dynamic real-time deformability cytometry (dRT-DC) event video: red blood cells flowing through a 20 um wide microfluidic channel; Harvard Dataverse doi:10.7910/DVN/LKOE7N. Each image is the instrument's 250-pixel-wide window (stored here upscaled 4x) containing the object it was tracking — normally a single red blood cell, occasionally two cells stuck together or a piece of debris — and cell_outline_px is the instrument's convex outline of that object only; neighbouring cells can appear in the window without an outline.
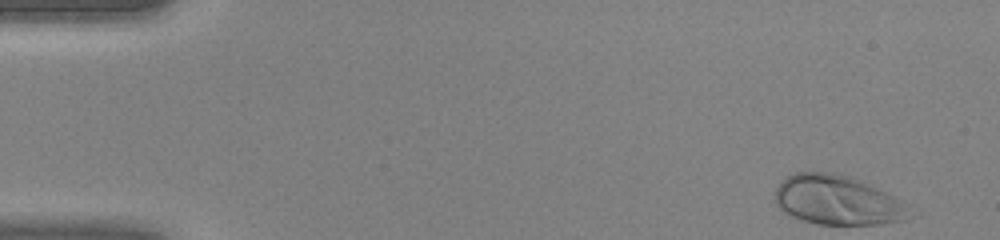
{"species": "human", "species_latin": "Homo sapiens", "temperature_condition": "warm", "stored_images_in_passage": 43, "camera_frame_rate_fps": 3000, "um_per_image_px": 0.085, "donor": {"sex": "female"}, "frame": {"image": 1, "passage_image": 1, "time_ms": 0.0, "image_size_px": [1000, 240], "cell_outline_px": [[912, 204], [904, 220], [880, 224], [816, 224], [792, 216], [784, 212], [776, 204], [776, 188], [788, 176], [796, 172], [836, 172], [852, 176], [904, 200]], "centroid_in_image_um": [71.23, 17.0], "position_along_channel_um": 13.8, "area_um2": 38.9}}
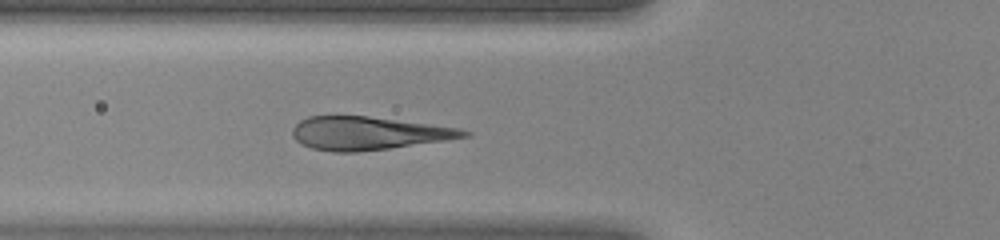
{"frame": {"image": 2, "passage_image": 15, "time_ms": 4.667, "image_size_px": [1000, 240], "cell_outline_px": [[472, 132], [468, 136], [448, 140], [388, 148], [356, 152], [332, 152], [312, 148], [300, 144], [292, 136], [292, 128], [300, 120], [308, 116], [368, 116], [460, 128]], "centroid_in_image_um": [31.28, 11.33], "position_along_channel_um": 94.5, "area_um2": 33.06}}
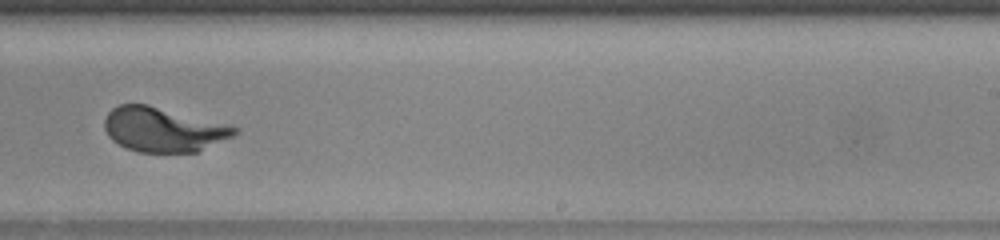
{"frame": {"image": 3, "passage_image": 27, "time_ms": 8.667, "image_size_px": [1000, 240], "cell_outline_px": [[240, 132], [232, 136], [196, 152], [136, 152], [112, 140], [108, 136], [104, 128], [104, 120], [108, 112], [112, 108], [120, 104], [148, 104], [228, 124], [240, 128]], "centroid_in_image_um": [13.87, 11.0], "position_along_channel_um": 275.1, "area_um2": 33.7}}